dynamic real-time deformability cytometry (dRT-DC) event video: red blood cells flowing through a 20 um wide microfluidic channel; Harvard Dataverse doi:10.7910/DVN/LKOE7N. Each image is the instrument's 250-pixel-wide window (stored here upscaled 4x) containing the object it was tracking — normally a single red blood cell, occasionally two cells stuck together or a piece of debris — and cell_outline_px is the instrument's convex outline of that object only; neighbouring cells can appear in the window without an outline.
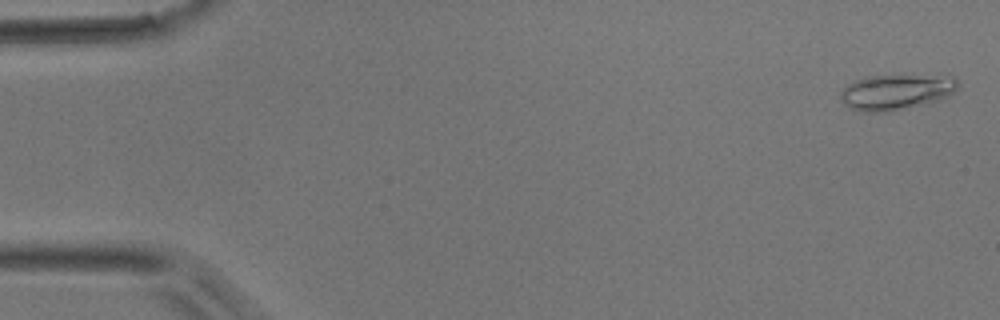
{"species": "common noctule bat (a hibernating species)", "species_latin": "Nyctalus noctula", "temperature_condition": "room temperature", "stored_images_in_passage": 25, "camera_frame_rate_fps": 3000, "um_per_image_px": 0.085, "animal": {"sex": "male", "body_mass_g": 17.9}, "frame": {"image": 1, "passage_image": 2, "time_ms": 0.333, "image_size_px": [1000, 320], "cell_outline_px": [[956, 88], [948, 96], [940, 100], [884, 112], [864, 112], [852, 108], [844, 104], [840, 96], [840, 92], [848, 84], [856, 80], [876, 76], [956, 76]], "centroid_in_image_um": [76.16, 7.82], "position_along_channel_um": 8.8, "area_um2": 23.58}}
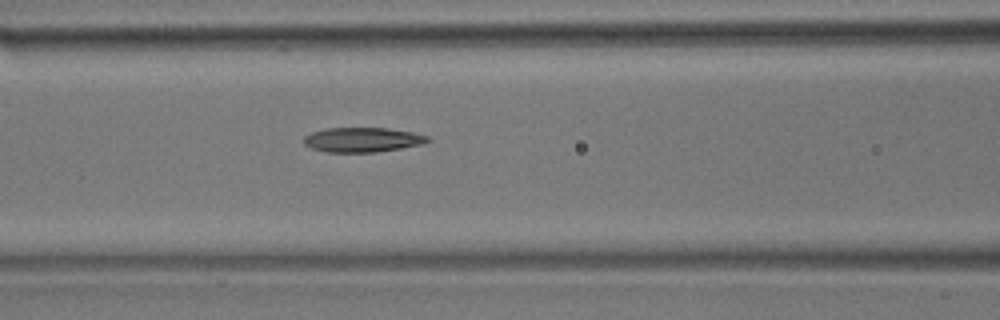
{"frame": {"image": 2, "passage_image": 21, "time_ms": 6.667, "image_size_px": [1000, 320], "cell_outline_px": [[432, 140], [424, 144], [376, 152], [324, 152], [312, 148], [304, 144], [304, 136], [312, 132], [324, 128], [388, 128], [412, 132], [428, 136]], "centroid_in_image_um": [30.82, 11.88], "position_along_channel_um": 135.8, "area_um2": 17.86}}
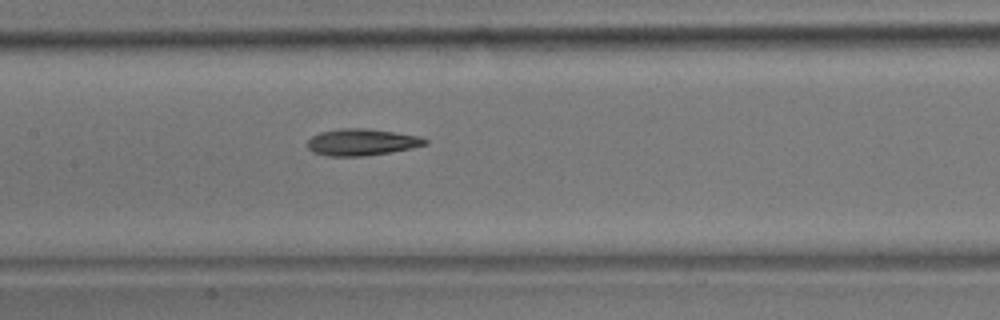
{"frame": {"image": 3, "passage_image": 24, "time_ms": 7.667, "image_size_px": [1000, 320], "cell_outline_px": [[428, 144], [412, 148], [364, 156], [328, 156], [312, 152], [308, 148], [308, 140], [312, 136], [320, 132], [340, 128], [364, 128], [420, 136], [428, 140]], "centroid_in_image_um": [30.73, 12.08], "position_along_channel_um": 176.7, "area_um2": 18.21}}